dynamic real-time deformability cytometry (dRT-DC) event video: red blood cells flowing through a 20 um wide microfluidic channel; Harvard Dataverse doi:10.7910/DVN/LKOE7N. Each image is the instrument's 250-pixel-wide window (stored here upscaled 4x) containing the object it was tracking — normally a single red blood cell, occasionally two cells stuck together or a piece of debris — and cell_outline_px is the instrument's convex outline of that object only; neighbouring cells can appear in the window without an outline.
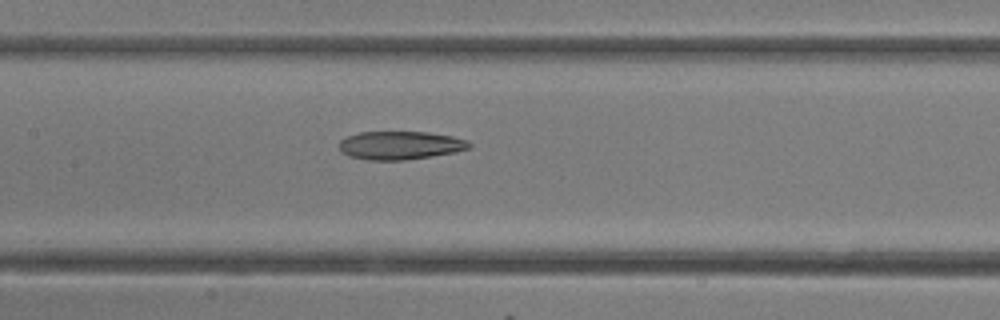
{"species": "common noctule bat (a hibernating species)", "species_latin": "Nyctalus noctula", "temperature_condition": "room temperature", "stored_images_in_passage": 16, "camera_frame_rate_fps": 3000, "um_per_image_px": 0.085, "animal": {"sex": "female"}, "frame": {"image": 1, "passage_image": 14, "time_ms": 4.333, "image_size_px": [1000, 320], "cell_outline_px": [[472, 148], [456, 152], [432, 156], [404, 160], [368, 160], [348, 156], [340, 152], [340, 140], [344, 136], [360, 132], [428, 132], [452, 136], [468, 140], [472, 144]], "centroid_in_image_um": [34.02, 12.35], "position_along_channel_um": 173.4, "area_um2": 21.73}}
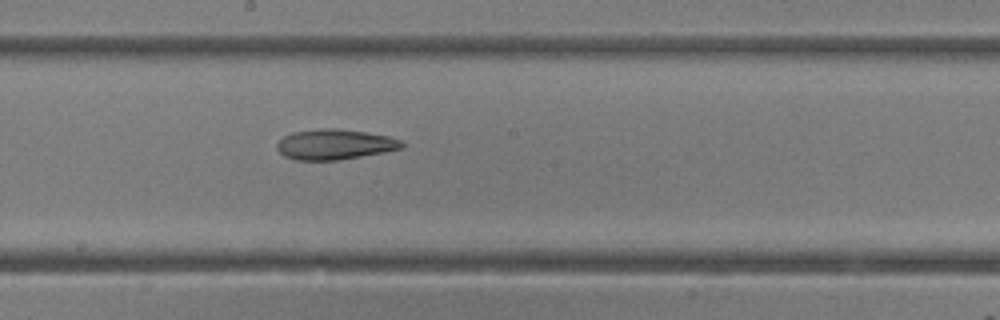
{"frame": {"image": 2, "passage_image": 16, "time_ms": 5.0, "image_size_px": [1000, 320], "cell_outline_px": [[404, 148], [384, 152], [340, 160], [296, 160], [284, 156], [276, 148], [276, 144], [284, 136], [292, 132], [320, 128], [336, 128], [364, 132], [388, 136], [400, 140], [404, 144]], "centroid_in_image_um": [28.44, 12.27], "position_along_channel_um": 219.8, "area_um2": 22.08}}